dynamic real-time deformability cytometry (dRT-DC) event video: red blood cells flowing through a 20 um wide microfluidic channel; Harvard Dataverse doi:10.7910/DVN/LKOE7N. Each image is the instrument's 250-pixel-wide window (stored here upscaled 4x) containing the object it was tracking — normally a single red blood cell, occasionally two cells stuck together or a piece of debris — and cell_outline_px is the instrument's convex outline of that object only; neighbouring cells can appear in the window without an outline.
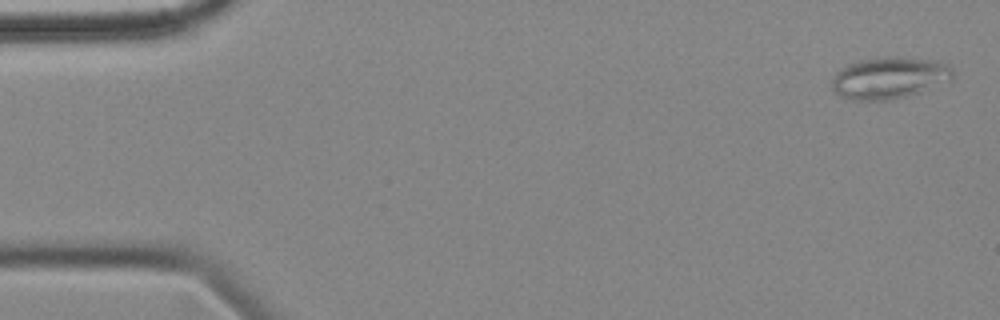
{"species": "common noctule bat (a hibernating species)", "species_latin": "Nyctalus noctula", "temperature_condition": "cold", "stored_images_in_passage": 56, "camera_frame_rate_fps": 3000, "um_per_image_px": 0.085, "animal": {"sex": "female", "body_mass_g": 18.4}, "frame": {"image": 1, "passage_image": 2, "time_ms": 0.333, "image_size_px": [1000, 320], "cell_outline_px": [[952, 80], [904, 96], [888, 100], [852, 100], [840, 96], [832, 88], [832, 80], [836, 72], [840, 68], [848, 64], [860, 60], [884, 56], [900, 56], [936, 60], [948, 64], [952, 68]], "centroid_in_image_um": [75.57, 6.59], "position_along_channel_um": 9.4, "area_um2": 29.36}}
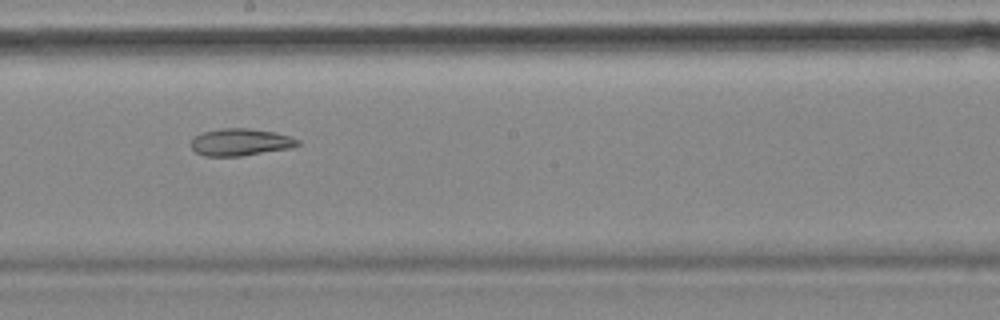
{"frame": {"image": 2, "passage_image": 31, "time_ms": 10.0, "image_size_px": [1000, 320], "cell_outline_px": [[300, 144], [292, 148], [240, 156], [204, 156], [196, 152], [192, 148], [192, 140], [200, 132], [220, 128], [248, 128], [276, 132], [300, 140]], "centroid_in_image_um": [20.45, 12.08], "position_along_channel_um": 227.8, "area_um2": 16.94}}
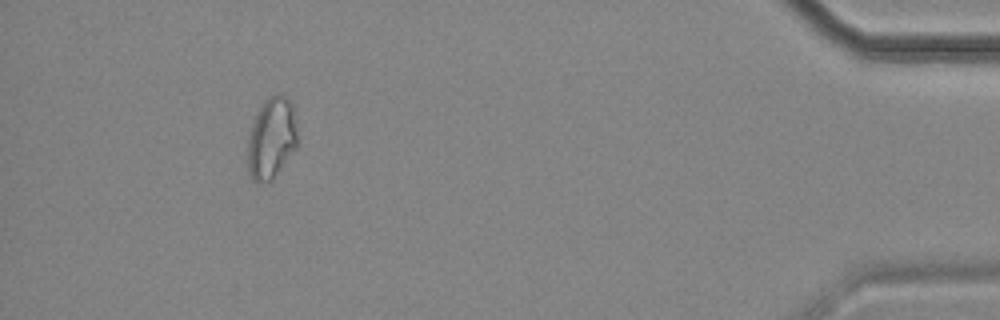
{"frame": {"image": 3, "passage_image": 52, "time_ms": 17.0, "image_size_px": [1000, 320], "cell_outline_px": [[296, 148], [272, 180], [256, 184], [252, 180], [248, 172], [248, 140], [252, 120], [264, 100], [268, 96], [276, 92], [284, 96], [292, 104], [296, 120]], "centroid_in_image_um": [23.06, 11.74], "position_along_channel_um": 412.1, "area_um2": 23.81}, "authors_computed_cell_mechanics": {"area_um2": 22.1663, "velocity_mm_per_s": 3.5318, "shape_relaxation_time_tau1_ms": null, "shape_relaxation_time_tau2_ms": 8.6593, "deformation_change_tau1": null, "deformation_change_tau2": 0.167}}